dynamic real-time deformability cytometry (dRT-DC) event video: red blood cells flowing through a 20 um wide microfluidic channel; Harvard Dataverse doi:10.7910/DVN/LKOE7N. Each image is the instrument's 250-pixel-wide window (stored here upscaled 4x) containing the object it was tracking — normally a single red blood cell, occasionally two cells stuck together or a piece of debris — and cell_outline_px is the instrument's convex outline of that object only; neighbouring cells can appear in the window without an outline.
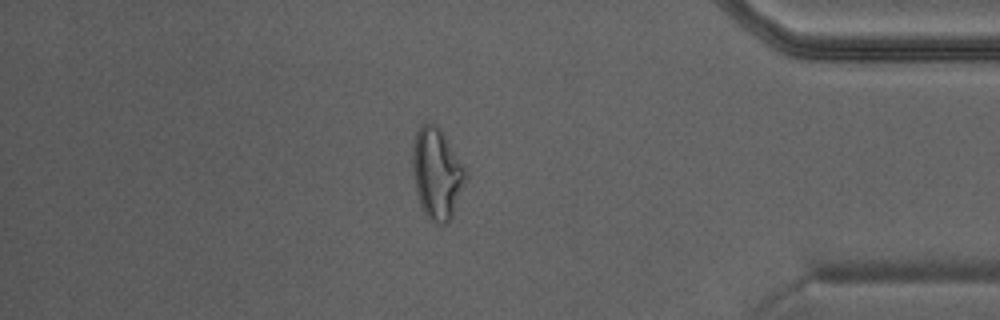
{"species": "Egyptian fruit bat (a non-hibernating species)", "species_latin": "Rousettus aegyptiacus", "temperature_condition": "warm", "stored_images_in_passage": 43, "camera_frame_rate_fps": 3000, "um_per_image_px": 0.085, "animal": {"sex": "male"}, "frame": {"image": 1, "passage_image": 37, "time_ms": 12.0, "image_size_px": [1000, 320], "cell_outline_px": [[468, 176], [452, 216], [448, 224], [436, 224], [428, 220], [420, 204], [416, 192], [412, 168], [412, 148], [416, 132], [420, 124], [424, 120], [436, 124], [440, 128], [468, 172]], "centroid_in_image_um": [37.13, 14.73], "position_along_channel_um": 398.1, "area_um2": 28.61}}
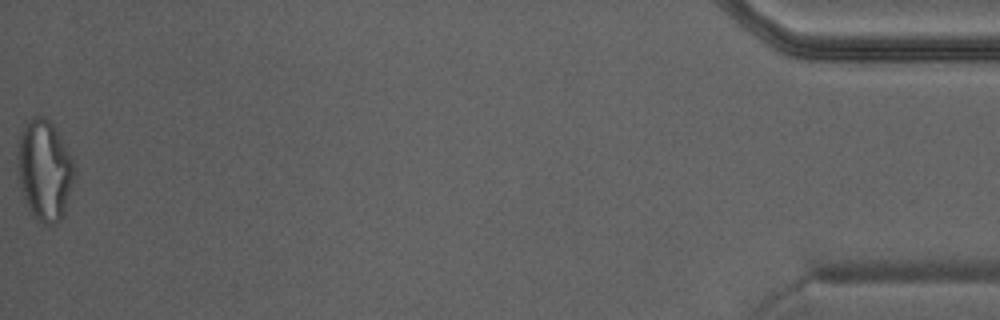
{"frame": {"image": 2, "passage_image": 43, "time_ms": 14.0, "image_size_px": [1000, 320], "cell_outline_px": [[76, 172], [64, 216], [56, 224], [44, 224], [32, 212], [24, 196], [20, 184], [16, 156], [20, 136], [24, 128], [32, 116], [44, 116], [56, 128], [76, 168]], "centroid_in_image_um": [3.81, 14.46], "position_along_channel_um": 431.4, "area_um2": 32.95}}